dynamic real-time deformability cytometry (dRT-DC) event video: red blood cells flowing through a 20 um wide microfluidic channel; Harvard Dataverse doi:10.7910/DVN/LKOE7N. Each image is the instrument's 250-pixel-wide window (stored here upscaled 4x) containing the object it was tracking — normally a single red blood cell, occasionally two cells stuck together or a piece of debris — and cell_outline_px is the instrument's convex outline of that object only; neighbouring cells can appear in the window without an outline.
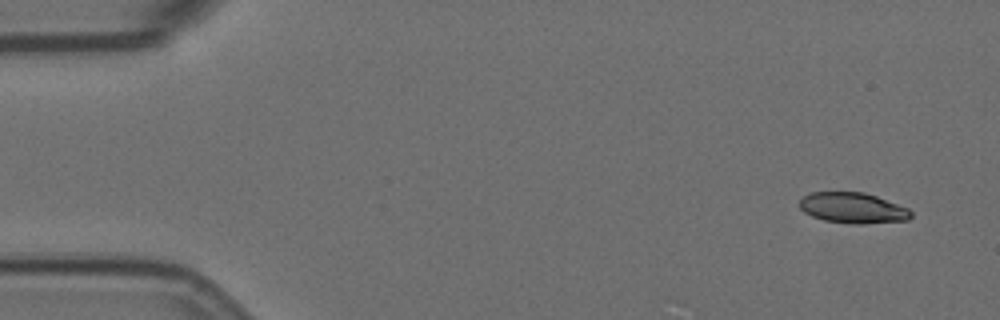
{"species": "Egyptian fruit bat (a non-hibernating species)", "species_latin": "Rousettus aegyptiacus", "temperature_condition": "room temperature", "stored_images_in_passage": 12, "camera_frame_rate_fps": 3000, "um_per_image_px": 0.085, "animal": {"sex": "female"}, "frame": {"image": 1, "passage_image": 1, "time_ms": 0.0, "image_size_px": [1000, 320], "cell_outline_px": [[912, 216], [908, 220], [860, 224], [852, 224], [824, 220], [812, 216], [804, 212], [800, 208], [800, 200], [808, 192], [864, 192], [876, 196], [908, 208], [912, 212]], "centroid_in_image_um": [72.48, 17.67], "position_along_channel_um": 12.5, "area_um2": 19.88}}